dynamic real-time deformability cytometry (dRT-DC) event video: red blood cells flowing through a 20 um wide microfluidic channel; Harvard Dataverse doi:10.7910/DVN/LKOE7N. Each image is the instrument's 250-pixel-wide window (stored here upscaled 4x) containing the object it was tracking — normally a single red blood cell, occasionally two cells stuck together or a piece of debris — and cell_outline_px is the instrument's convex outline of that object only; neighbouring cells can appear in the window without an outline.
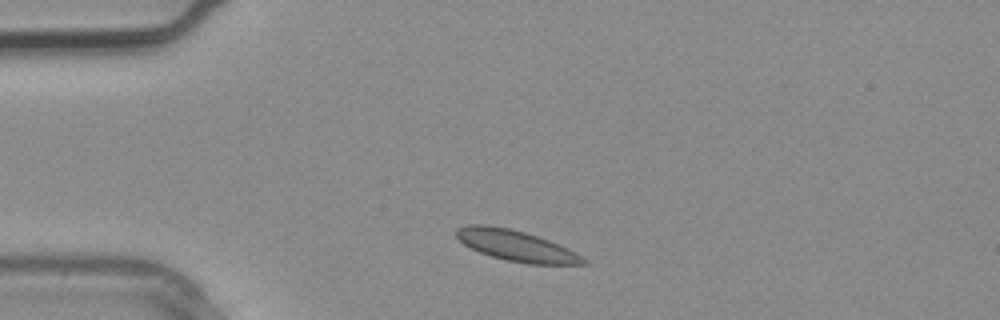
{"species": "common noctule bat (a hibernating species)", "species_latin": "Nyctalus noctula", "temperature_condition": "warm", "stored_images_in_passage": 3, "camera_frame_rate_fps": 3000, "um_per_image_px": 0.085, "animal": {"sex": "male", "body_mass_g": 20.4}, "frame": {"image": 1, "passage_image": 3, "time_ms": 0.667, "image_size_px": [1000, 320], "cell_outline_px": [[588, 264], [528, 264], [508, 260], [492, 256], [480, 252], [464, 244], [456, 236], [456, 228], [468, 224], [488, 224], [508, 228], [524, 232], [548, 240], [568, 248], [576, 252], [588, 260]], "centroid_in_image_um": [43.88, 20.88], "position_along_channel_um": 41.1, "area_um2": 22.66}}